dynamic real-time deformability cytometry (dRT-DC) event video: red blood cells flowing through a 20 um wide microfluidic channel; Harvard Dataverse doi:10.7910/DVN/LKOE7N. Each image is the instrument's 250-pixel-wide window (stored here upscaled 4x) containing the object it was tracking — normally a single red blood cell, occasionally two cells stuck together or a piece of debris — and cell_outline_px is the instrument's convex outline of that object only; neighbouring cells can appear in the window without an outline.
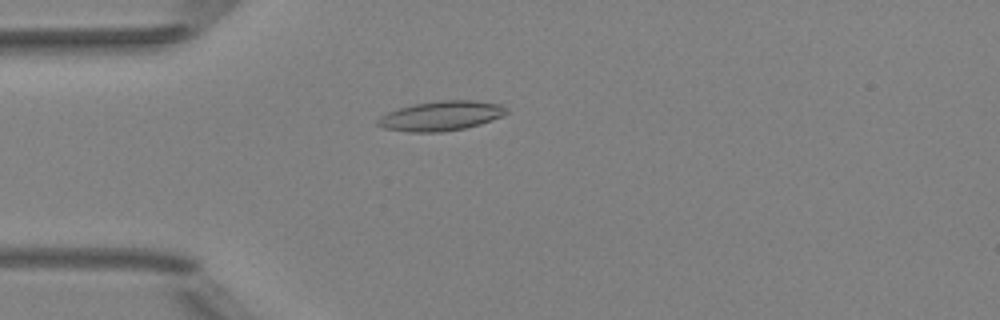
{"species": "Egyptian fruit bat (a non-hibernating species)", "species_latin": "Rousettus aegyptiacus", "temperature_condition": "room temperature", "stored_images_in_passage": 51, "camera_frame_rate_fps": 3000, "um_per_image_px": 0.085, "animal": {"sex": "female"}, "frame": {"image": 1, "passage_image": 14, "time_ms": 4.333, "image_size_px": [1000, 320], "cell_outline_px": [[508, 112], [492, 120], [480, 124], [464, 128], [440, 132], [408, 132], [384, 128], [376, 124], [376, 120], [380, 116], [388, 112], [412, 104], [440, 100], [472, 100], [500, 104], [508, 108]], "centroid_in_image_um": [37.47, 9.84], "position_along_channel_um": 47.5, "area_um2": 22.2}}
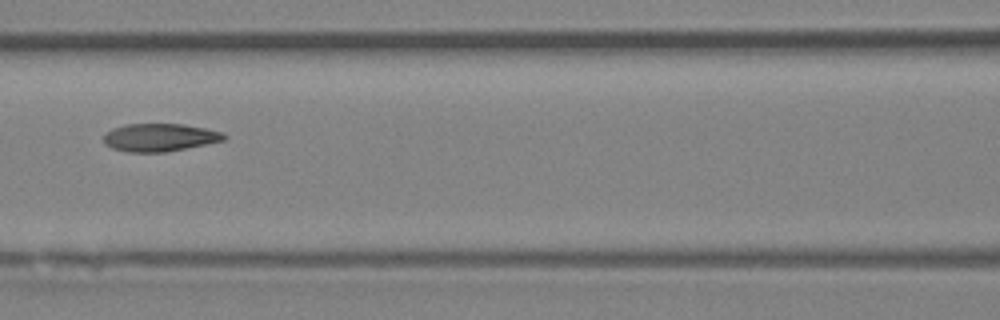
{"frame": {"image": 2, "passage_image": 23, "time_ms": 7.333, "image_size_px": [1000, 320], "cell_outline_px": [[228, 136], [224, 140], [164, 152], [128, 152], [112, 148], [104, 144], [104, 136], [112, 128], [124, 124], [184, 124], [224, 132]], "centroid_in_image_um": [13.56, 11.67], "position_along_channel_um": 153.0, "area_um2": 19.42}}
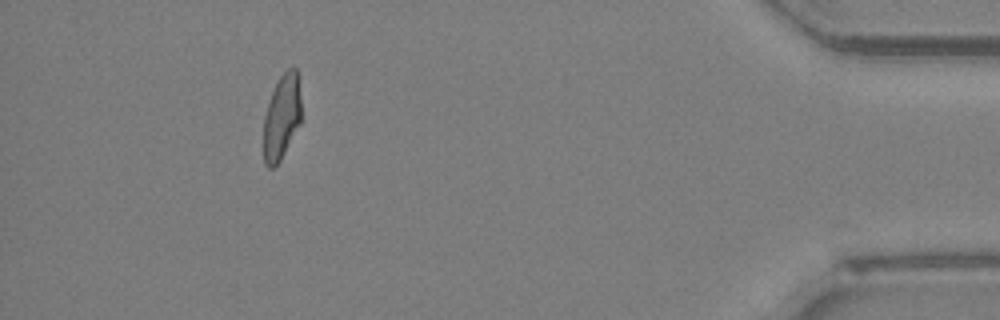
{"frame": {"image": 3, "passage_image": 47, "time_ms": 15.333, "image_size_px": [1000, 320], "cell_outline_px": [[300, 124], [280, 160], [272, 168], [268, 168], [264, 164], [264, 116], [272, 92], [280, 76], [288, 68], [296, 68], [300, 96]], "centroid_in_image_um": [23.94, 9.96], "position_along_channel_um": 411.3, "area_um2": 18.32}, "authors_computed_cell_mechanics": {"area_um2": 19.9988, "velocity_mm_per_s": 3.9827, "shape_relaxation_time_tau1_ms": null, "shape_relaxation_time_tau2_ms": 1.6799, "deformation_change_tau1": null, "deformation_change_tau2": 0.0761}}